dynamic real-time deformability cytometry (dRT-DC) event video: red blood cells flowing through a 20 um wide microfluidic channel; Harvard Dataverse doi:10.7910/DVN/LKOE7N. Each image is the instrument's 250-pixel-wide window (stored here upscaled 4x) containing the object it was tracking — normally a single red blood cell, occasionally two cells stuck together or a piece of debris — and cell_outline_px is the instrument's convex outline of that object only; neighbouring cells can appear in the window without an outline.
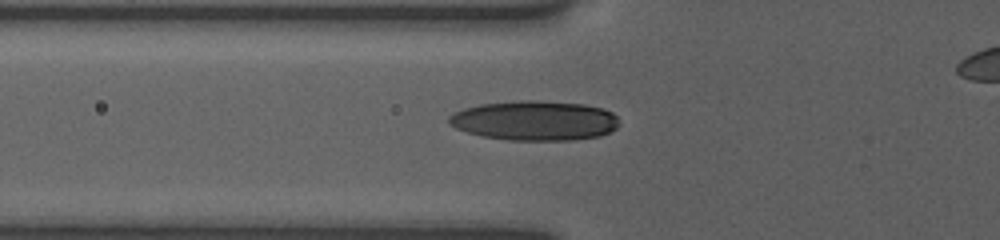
{"species": "human", "species_latin": "Homo sapiens", "temperature_condition": "room temperature", "stored_images_in_passage": 35, "camera_frame_rate_fps": 3000, "um_per_image_px": 0.085, "donor": {"sex": "female"}, "frame": {"image": 1, "passage_image": 2, "time_ms": 0.333, "image_size_px": [1000, 240], "cell_outline_px": [[620, 124], [616, 128], [600, 136], [572, 140], [508, 140], [480, 136], [456, 128], [448, 124], [448, 116], [464, 108], [480, 104], [520, 100], [536, 100], [584, 104], [604, 108], [612, 112], [616, 116]], "centroid_in_image_um": [45.45, 10.25], "position_along_channel_um": 80.3, "area_um2": 39.59}}
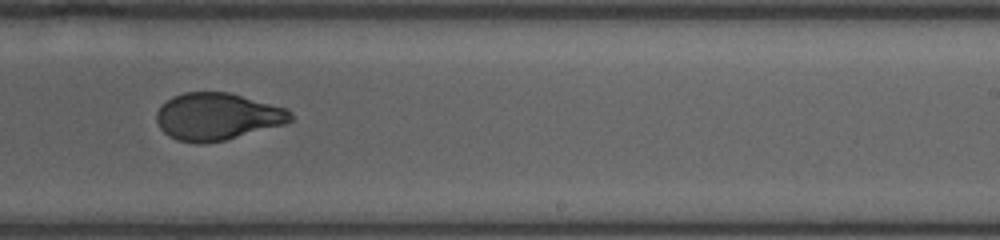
{"frame": {"image": 2, "passage_image": 19, "time_ms": 5.333, "image_size_px": [1000, 240], "cell_outline_px": [[292, 120], [284, 124], [224, 140], [204, 144], [196, 144], [176, 140], [168, 136], [160, 128], [156, 120], [156, 112], [160, 104], [172, 96], [184, 92], [228, 92], [288, 108], [292, 112]], "centroid_in_image_um": [18.43, 9.9], "position_along_channel_um": 270.6, "area_um2": 37.11}}
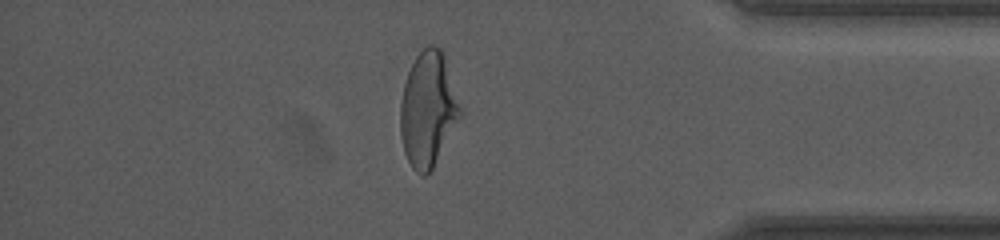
{"frame": {"image": 3, "passage_image": 34, "time_ms": 9.333, "image_size_px": [1000, 240], "cell_outline_px": [[464, 108], [460, 116], [432, 168], [424, 176], [420, 176], [412, 168], [404, 152], [400, 136], [400, 104], [404, 84], [408, 72], [416, 56], [428, 44], [432, 44], [440, 48], [444, 52]], "centroid_in_image_um": [36.4, 9.24], "position_along_channel_um": 398.8, "area_um2": 40.4}}